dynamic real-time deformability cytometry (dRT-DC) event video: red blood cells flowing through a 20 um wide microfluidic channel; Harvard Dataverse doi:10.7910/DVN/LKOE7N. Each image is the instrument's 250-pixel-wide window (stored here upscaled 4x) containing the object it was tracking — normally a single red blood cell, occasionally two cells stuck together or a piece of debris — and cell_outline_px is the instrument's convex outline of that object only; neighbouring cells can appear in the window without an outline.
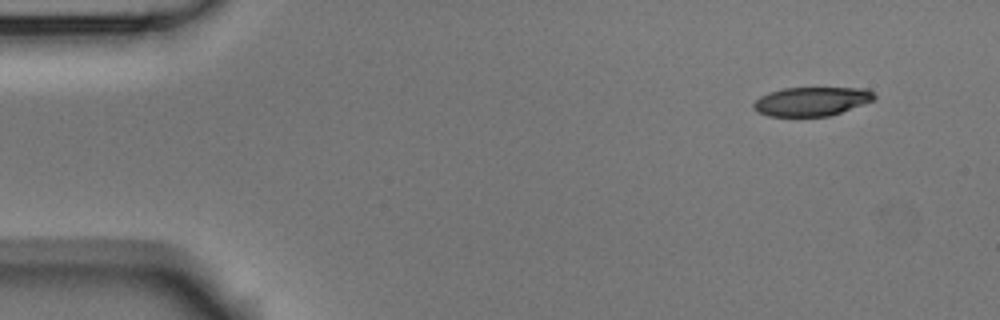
{"species": "Egyptian fruit bat (a non-hibernating species)", "species_latin": "Rousettus aegyptiacus", "temperature_condition": "room temperature", "stored_images_in_passage": 4, "camera_frame_rate_fps": 3000, "um_per_image_px": 0.085, "animal": {"sex": "male"}, "frame": {"image": 1, "passage_image": 1, "time_ms": 0.0, "image_size_px": [1000, 320], "cell_outline_px": [[876, 100], [828, 116], [768, 116], [756, 112], [752, 108], [752, 104], [760, 96], [768, 92], [784, 88], [868, 88], [876, 96]], "centroid_in_image_um": [68.97, 8.61], "position_along_channel_um": 16.0, "area_um2": 20.46}}
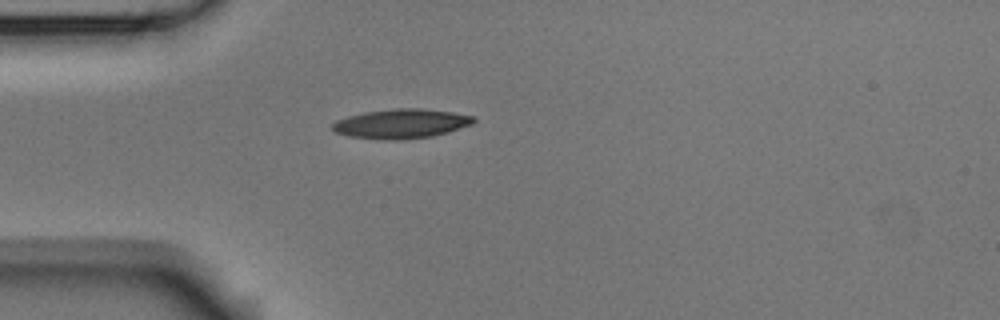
{"frame": {"image": 2, "passage_image": 4, "time_ms": 1.0, "image_size_px": [1000, 320], "cell_outline_px": [[476, 120], [472, 124], [448, 132], [432, 136], [400, 140], [384, 140], [352, 136], [336, 132], [332, 128], [332, 124], [336, 120], [348, 116], [364, 112], [396, 108], [420, 108], [452, 112], [476, 116]], "centroid_in_image_um": [34.13, 10.51], "position_along_channel_um": 50.9, "area_um2": 24.16}}